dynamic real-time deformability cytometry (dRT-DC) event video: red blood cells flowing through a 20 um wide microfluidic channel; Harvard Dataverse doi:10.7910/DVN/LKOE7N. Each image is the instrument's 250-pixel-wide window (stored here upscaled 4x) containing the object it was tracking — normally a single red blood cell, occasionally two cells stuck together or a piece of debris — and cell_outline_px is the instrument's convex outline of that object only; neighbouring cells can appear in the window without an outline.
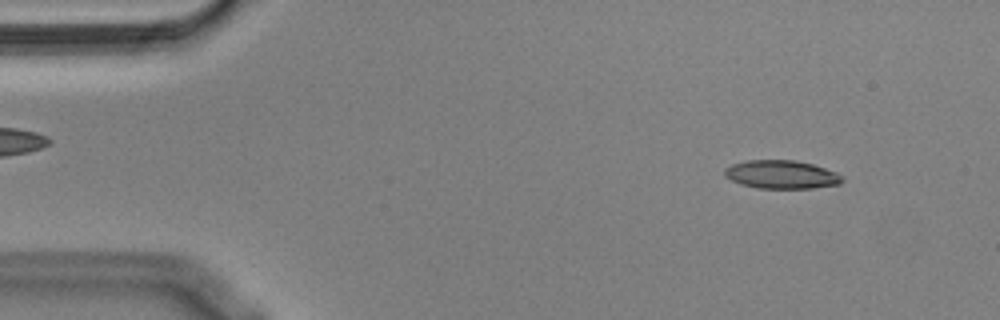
{"species": "Egyptian fruit bat (a non-hibernating species)", "species_latin": "Rousettus aegyptiacus", "temperature_condition": "cold", "stored_images_in_passage": 54, "segment_of_instrument_passage": [1, 2], "camera_frame_rate_fps": 3000, "um_per_image_px": 0.085, "animal": {"sex": "male"}, "frame": {"image": 1, "passage_image": 5, "time_ms": 1.333, "image_size_px": [1000, 320], "cell_outline_px": [[844, 180], [840, 184], [812, 188], [756, 188], [740, 184], [724, 176], [724, 168], [732, 164], [748, 160], [796, 160], [812, 164], [836, 172]], "centroid_in_image_um": [66.4, 14.83], "position_along_channel_um": 18.6, "area_um2": 19.42}}
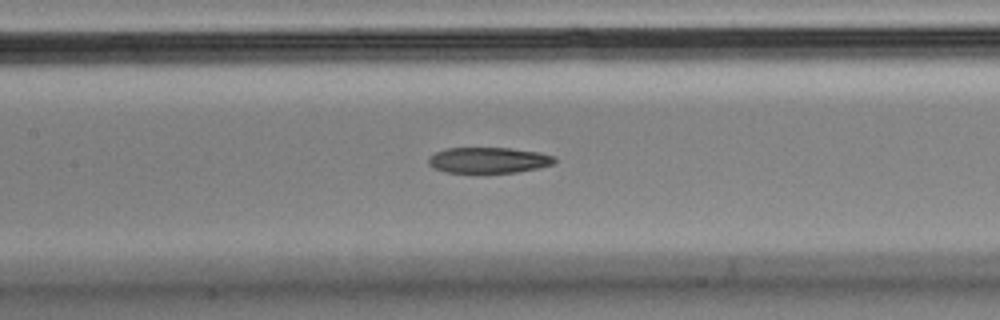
{"frame": {"image": 2, "passage_image": 24, "time_ms": 7.667, "image_size_px": [1000, 320], "cell_outline_px": [[556, 160], [552, 164], [536, 168], [516, 172], [484, 176], [444, 172], [432, 168], [428, 164], [428, 156], [444, 148], [508, 148], [540, 152], [556, 156]], "centroid_in_image_um": [41.46, 13.66], "position_along_channel_um": 165.9, "area_um2": 20.0}}
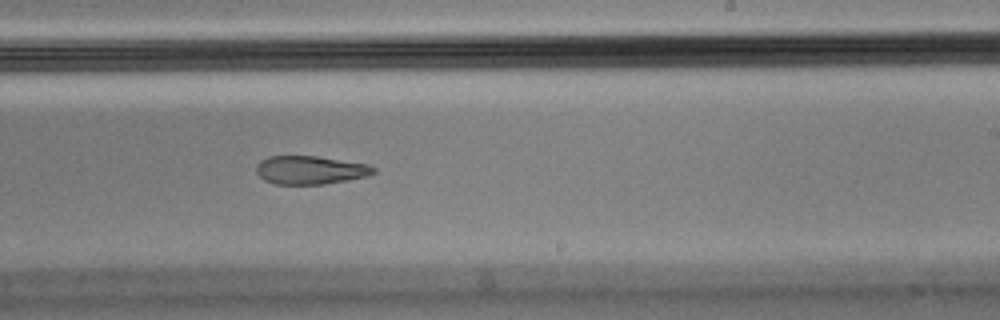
{"frame": {"image": 3, "passage_image": 32, "time_ms": 10.333, "image_size_px": [1000, 320], "cell_outline_px": [[376, 172], [368, 176], [348, 180], [324, 184], [276, 184], [264, 180], [256, 172], [256, 164], [260, 160], [268, 156], [316, 156], [368, 164], [376, 168]], "centroid_in_image_um": [26.37, 14.45], "position_along_channel_um": 262.6, "area_um2": 19.48}}